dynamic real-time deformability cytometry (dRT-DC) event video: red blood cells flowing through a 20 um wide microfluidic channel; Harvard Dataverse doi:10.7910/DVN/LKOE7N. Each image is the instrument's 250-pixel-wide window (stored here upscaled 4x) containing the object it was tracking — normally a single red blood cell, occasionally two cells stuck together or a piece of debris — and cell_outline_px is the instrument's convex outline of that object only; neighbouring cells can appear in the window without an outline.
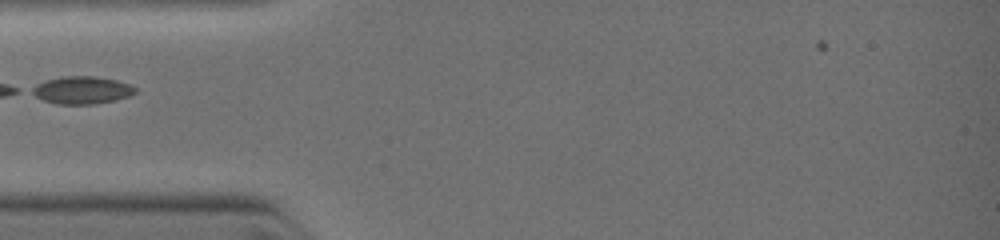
{"species": "common noctule bat (a hibernating species)", "species_latin": "Nyctalus noctula", "temperature_condition": "warm", "stored_images_in_passage": 5, "camera_frame_rate_fps": 3000, "um_per_image_px": 0.085, "animal": {"sex": "female", "body_mass_g": 19.0, "forearm_length_mm": 51.5}, "frame": {"image": 1, "passage_image": 1, "time_ms": 0.0, "image_size_px": [1000, 240], "cell_outline_px": [[136, 92], [128, 96], [112, 100], [92, 104], [56, 104], [44, 100], [28, 92], [28, 88], [36, 84], [48, 80], [64, 76], [92, 76], [116, 80], [128, 84], [136, 88]], "centroid_in_image_um": [6.89, 7.66], "position_along_channel_um": 78.1, "area_um2": 16.42}}